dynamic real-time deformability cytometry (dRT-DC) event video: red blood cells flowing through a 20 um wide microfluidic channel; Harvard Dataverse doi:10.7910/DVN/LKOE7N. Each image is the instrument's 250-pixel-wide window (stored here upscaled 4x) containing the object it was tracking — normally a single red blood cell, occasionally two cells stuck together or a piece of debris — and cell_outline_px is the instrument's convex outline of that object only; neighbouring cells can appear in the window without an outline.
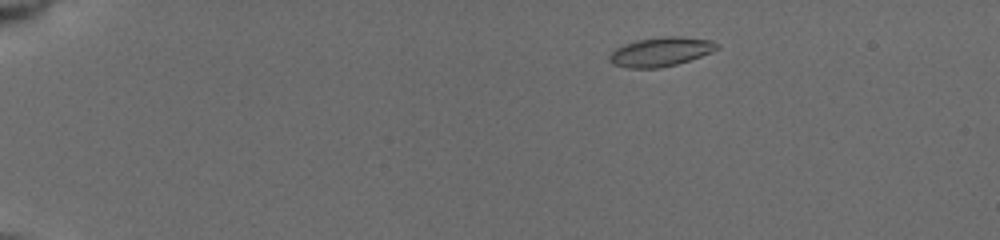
{"species": "common noctule bat (a hibernating species)", "species_latin": "Nyctalus noctula", "temperature_condition": "cold", "stored_images_in_passage": 8, "camera_frame_rate_fps": 3000, "um_per_image_px": 0.085, "animal": {"sex": "female", "body_mass_g": 19.5, "forearm_length_mm": 54.1}, "frame": {"image": 1, "passage_image": 3, "time_ms": 1.667, "image_size_px": [1000, 240], "cell_outline_px": [[720, 48], [712, 52], [676, 64], [660, 68], [628, 68], [612, 64], [608, 60], [608, 56], [616, 48], [640, 40], [664, 36], [680, 36], [712, 40], [720, 44]], "centroid_in_image_um": [56.2, 4.4], "position_along_channel_um": 28.8, "area_um2": 18.15}}
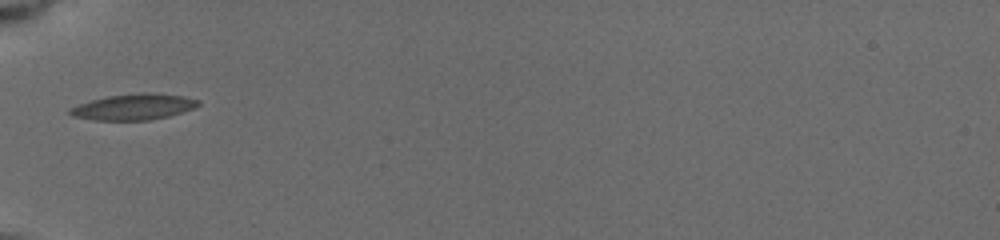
{"frame": {"image": 2, "passage_image": 7, "time_ms": 5.333, "image_size_px": [1000, 240], "cell_outline_px": [[200, 104], [192, 108], [168, 116], [148, 120], [96, 120], [72, 116], [68, 112], [68, 108], [92, 100], [108, 96], [140, 92], [152, 92], [184, 96], [200, 100]], "centroid_in_image_um": [11.36, 9.07], "position_along_channel_um": 73.6, "area_um2": 19.31}}